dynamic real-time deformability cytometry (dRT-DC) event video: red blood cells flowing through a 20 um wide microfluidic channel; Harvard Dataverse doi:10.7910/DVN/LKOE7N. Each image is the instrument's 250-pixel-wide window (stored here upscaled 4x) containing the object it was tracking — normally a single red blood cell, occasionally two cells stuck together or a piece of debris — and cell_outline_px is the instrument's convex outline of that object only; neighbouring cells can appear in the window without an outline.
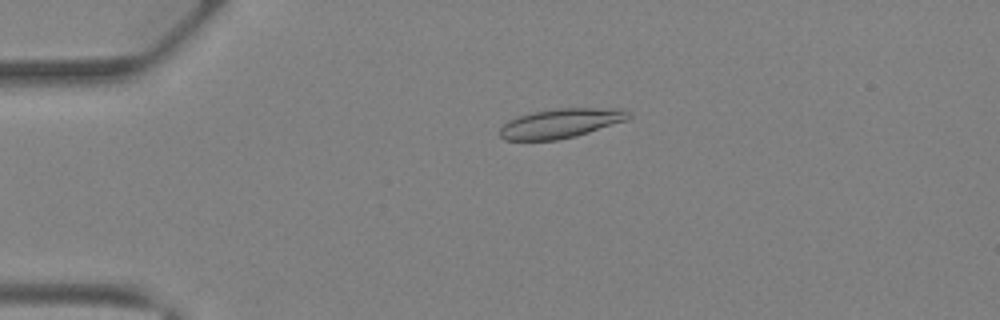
{"species": "Egyptian fruit bat (a non-hibernating species)", "species_latin": "Rousettus aegyptiacus", "temperature_condition": "warm", "stored_images_in_passage": 41, "camera_frame_rate_fps": 3000, "um_per_image_px": 0.085, "animal": {"sex": "female"}, "frame": {"image": 1, "passage_image": 10, "time_ms": 3.0, "image_size_px": [1000, 320], "cell_outline_px": [[632, 116], [628, 120], [576, 136], [556, 140], [504, 140], [500, 136], [500, 128], [508, 120], [516, 116], [532, 112], [556, 108], [624, 108], [632, 112]], "centroid_in_image_um": [47.71, 10.46], "position_along_channel_um": 37.3, "area_um2": 22.37}}
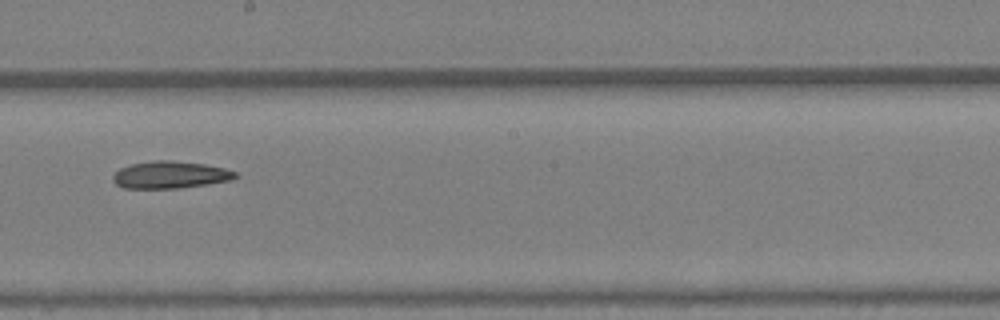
{"frame": {"image": 2, "passage_image": 24, "time_ms": 7.667, "image_size_px": [1000, 320], "cell_outline_px": [[240, 176], [232, 180], [208, 184], [180, 188], [124, 188], [116, 184], [112, 180], [112, 176], [120, 168], [132, 164], [152, 160], [172, 160], [204, 164], [224, 168], [236, 172]], "centroid_in_image_um": [14.48, 14.86], "position_along_channel_um": 233.7, "area_um2": 19.48}}
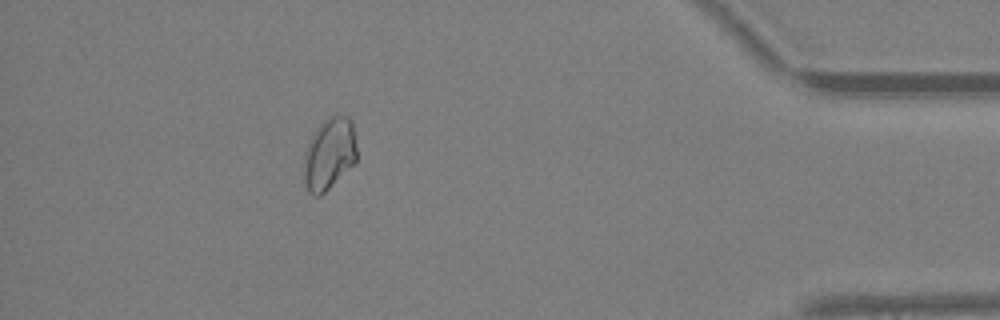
{"frame": {"image": 3, "passage_image": 37, "time_ms": 12.0, "image_size_px": [1000, 320], "cell_outline_px": [[356, 164], [320, 196], [316, 196], [308, 192], [304, 184], [300, 172], [304, 152], [316, 128], [328, 116], [336, 112], [348, 116], [352, 120], [356, 144]], "centroid_in_image_um": [27.96, 13.08], "position_along_channel_um": 407.2, "area_um2": 23.18}}